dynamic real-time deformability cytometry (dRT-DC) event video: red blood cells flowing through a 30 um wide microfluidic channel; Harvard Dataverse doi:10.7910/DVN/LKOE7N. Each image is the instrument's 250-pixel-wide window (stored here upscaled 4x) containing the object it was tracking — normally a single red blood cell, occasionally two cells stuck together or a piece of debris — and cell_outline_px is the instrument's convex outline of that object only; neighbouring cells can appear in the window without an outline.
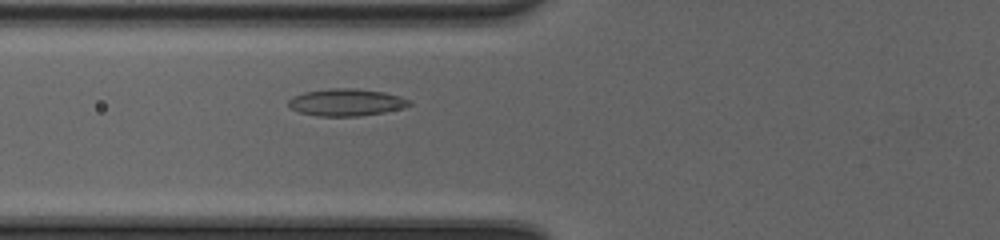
{"species": "common noctule bat (a hibernating species)", "species_latin": "Nyctalus noctula", "temperature_condition": "cold", "stored_images_in_passage": 38, "camera_frame_rate_fps": 3000, "um_per_image_px": 0.085, "animal": {"sex": "female", "body_mass_g": 20.0, "forearm_length_mm": 54.0}, "frame": {"image": 1, "passage_image": 9, "time_ms": 2.667, "image_size_px": [1000, 240], "cell_outline_px": [[412, 104], [404, 108], [384, 112], [360, 116], [316, 116], [296, 112], [288, 104], [288, 100], [292, 96], [304, 92], [328, 88], [356, 88], [384, 92], [400, 96], [412, 100]], "centroid_in_image_um": [29.44, 8.7], "position_along_channel_um": 96.4, "area_um2": 19.42}}
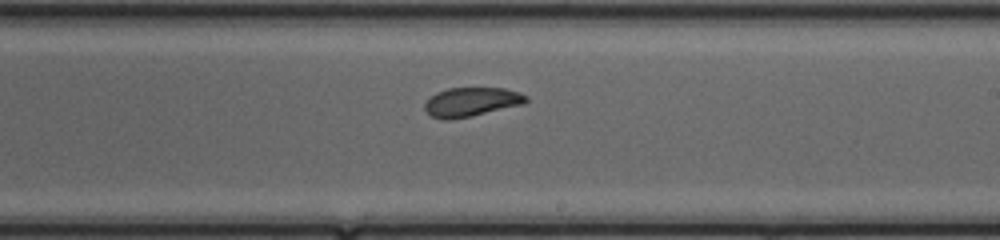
{"frame": {"image": 2, "passage_image": 20, "time_ms": 6.333, "image_size_px": [1000, 240], "cell_outline_px": [[528, 100], [524, 104], [472, 116], [448, 120], [444, 120], [432, 116], [424, 108], [424, 104], [436, 92], [448, 88], [504, 88], [520, 92], [528, 96]], "centroid_in_image_um": [40.1, 8.66], "position_along_channel_um": 248.9, "area_um2": 17.17}}
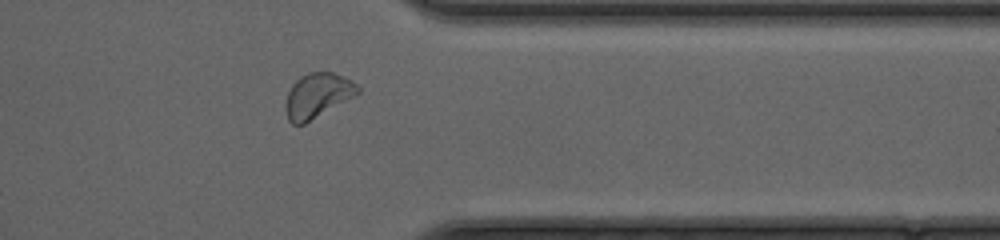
{"frame": {"image": 3, "passage_image": 30, "time_ms": 9.667, "image_size_px": [1000, 240], "cell_outline_px": [[360, 92], [356, 96], [304, 124], [292, 124], [288, 120], [284, 108], [284, 104], [288, 92], [292, 84], [300, 76], [308, 72], [332, 72], [344, 76], [356, 84], [360, 88]], "centroid_in_image_um": [26.98, 8.12], "position_along_channel_um": 384.4, "area_um2": 19.02}, "authors_computed_cell_mechanics": {"area_um2": 18.2648, "velocity_mm_per_s": 4.1589, "shape_relaxation_time_tau1_ms": 2.6999, "shape_relaxation_time_tau2_ms": 2.4888, "deformation_change_tau1": 0.1039, "deformation_change_tau2": 0.0781}}